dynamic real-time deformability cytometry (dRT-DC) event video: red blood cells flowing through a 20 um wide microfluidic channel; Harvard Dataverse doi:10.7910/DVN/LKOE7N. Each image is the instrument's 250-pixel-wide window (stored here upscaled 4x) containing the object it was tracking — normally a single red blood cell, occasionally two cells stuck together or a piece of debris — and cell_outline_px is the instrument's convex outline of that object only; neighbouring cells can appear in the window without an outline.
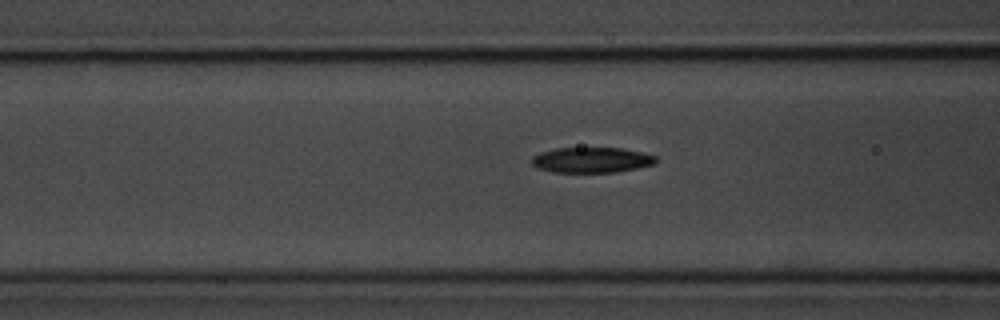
{"species": "common noctule bat (a hibernating species)", "species_latin": "Nyctalus noctula", "temperature_condition": "room temperature", "stored_images_in_passage": 7, "camera_frame_rate_fps": 3000, "um_per_image_px": 0.085, "animal": {"sex": "male", "body_mass_g": 20.1, "forearm_length_mm": 53.5}, "frame": {"image": 1, "passage_image": 7, "time_ms": 8.0, "image_size_px": [1000, 320], "cell_outline_px": [[656, 164], [636, 168], [612, 172], [552, 172], [540, 168], [532, 164], [532, 156], [540, 152], [556, 148], [620, 148], [640, 152], [656, 156]], "centroid_in_image_um": [50.27, 13.59], "position_along_channel_um": 116.3, "area_um2": 18.21}}